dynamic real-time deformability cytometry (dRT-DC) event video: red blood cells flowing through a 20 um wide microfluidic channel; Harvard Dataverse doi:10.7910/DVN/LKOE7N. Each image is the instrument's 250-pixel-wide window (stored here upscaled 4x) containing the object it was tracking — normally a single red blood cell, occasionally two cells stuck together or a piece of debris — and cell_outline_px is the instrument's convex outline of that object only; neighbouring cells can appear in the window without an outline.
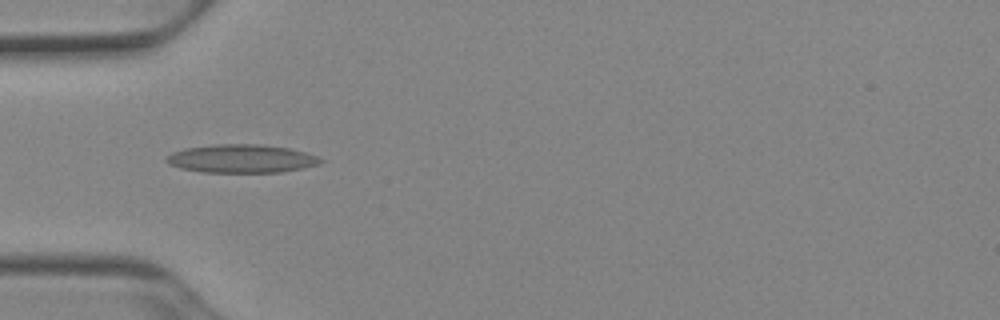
{"species": "Egyptian fruit bat (a non-hibernating species)", "species_latin": "Rousettus aegyptiacus", "temperature_condition": "cold", "stored_images_in_passage": 36, "camera_frame_rate_fps": 3000, "um_per_image_px": 0.085, "animal": {"sex": "female"}, "frame": {"image": 1, "passage_image": 1, "time_ms": 0.0, "image_size_px": [1000, 320], "cell_outline_px": [[324, 160], [320, 164], [280, 172], [200, 172], [180, 168], [168, 164], [164, 160], [164, 156], [172, 152], [184, 148], [216, 144], [260, 144], [288, 148], [304, 152], [316, 156]], "centroid_in_image_um": [20.45, 13.48], "position_along_channel_um": 64.6, "area_um2": 25.49}}
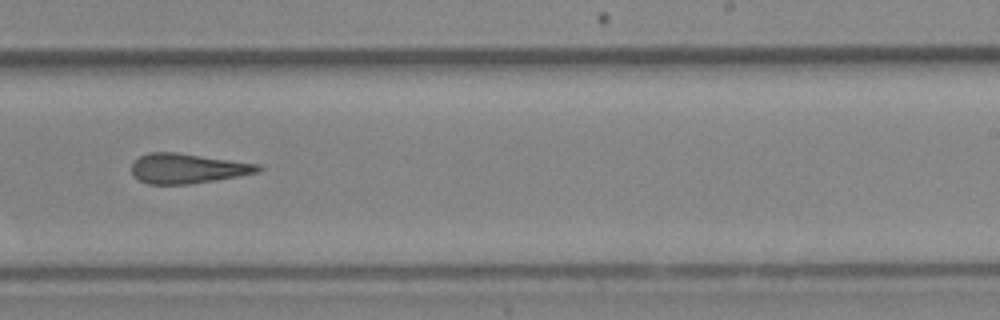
{"frame": {"image": 2, "passage_image": 17, "time_ms": 5.333, "image_size_px": [1000, 320], "cell_outline_px": [[264, 168], [260, 172], [188, 184], [148, 184], [140, 180], [132, 172], [132, 164], [140, 156], [148, 152], [176, 152], [260, 164]], "centroid_in_image_um": [15.96, 14.3], "position_along_channel_um": 273.0, "area_um2": 21.79}}
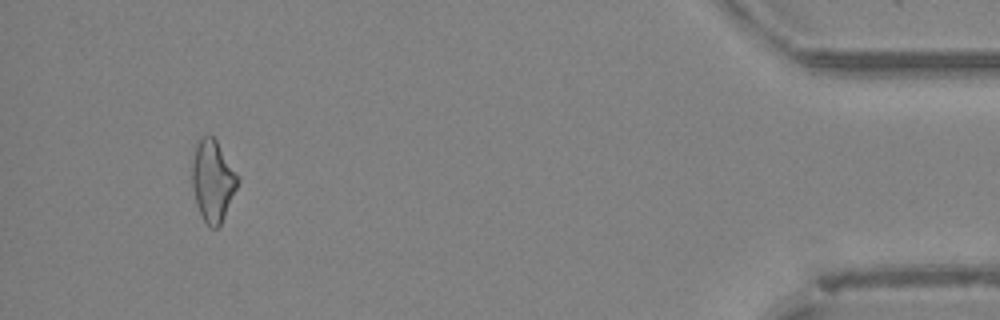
{"frame": {"image": 3, "passage_image": 33, "time_ms": 10.667, "image_size_px": [1000, 320], "cell_outline_px": [[240, 180], [224, 216], [220, 224], [216, 228], [208, 228], [196, 204], [192, 188], [192, 160], [196, 144], [200, 136], [212, 136], [216, 140]], "centroid_in_image_um": [18.05, 15.37], "position_along_channel_um": 417.1, "area_um2": 21.39}, "authors_computed_cell_mechanics": {"area_um2": 22.1952, "velocity_mm_per_s": 3.9461, "shape_relaxation_time_tau1_ms": null, "shape_relaxation_time_tau2_ms": 4.966, "deformation_change_tau1": null, "deformation_change_tau2": 0.18}}